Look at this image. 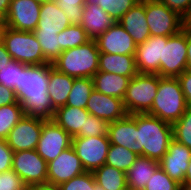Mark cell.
Listing matches in <instances>:
<instances>
[{
  "label": "cell",
  "mask_w": 191,
  "mask_h": 190,
  "mask_svg": "<svg viewBox=\"0 0 191 190\" xmlns=\"http://www.w3.org/2000/svg\"><path fill=\"white\" fill-rule=\"evenodd\" d=\"M35 1H38L40 3H44V2L49 1V0H35Z\"/></svg>",
  "instance_id": "55"
},
{
  "label": "cell",
  "mask_w": 191,
  "mask_h": 190,
  "mask_svg": "<svg viewBox=\"0 0 191 190\" xmlns=\"http://www.w3.org/2000/svg\"><path fill=\"white\" fill-rule=\"evenodd\" d=\"M107 136L110 144L127 148L139 156V132L135 120L129 114L109 123Z\"/></svg>",
  "instance_id": "19"
},
{
  "label": "cell",
  "mask_w": 191,
  "mask_h": 190,
  "mask_svg": "<svg viewBox=\"0 0 191 190\" xmlns=\"http://www.w3.org/2000/svg\"><path fill=\"white\" fill-rule=\"evenodd\" d=\"M132 77L98 71L93 77L94 89L102 94L124 98Z\"/></svg>",
  "instance_id": "25"
},
{
  "label": "cell",
  "mask_w": 191,
  "mask_h": 190,
  "mask_svg": "<svg viewBox=\"0 0 191 190\" xmlns=\"http://www.w3.org/2000/svg\"><path fill=\"white\" fill-rule=\"evenodd\" d=\"M158 167L159 161L145 156H138L126 172L127 187L144 189Z\"/></svg>",
  "instance_id": "26"
},
{
  "label": "cell",
  "mask_w": 191,
  "mask_h": 190,
  "mask_svg": "<svg viewBox=\"0 0 191 190\" xmlns=\"http://www.w3.org/2000/svg\"><path fill=\"white\" fill-rule=\"evenodd\" d=\"M182 190H191V185L182 186Z\"/></svg>",
  "instance_id": "54"
},
{
  "label": "cell",
  "mask_w": 191,
  "mask_h": 190,
  "mask_svg": "<svg viewBox=\"0 0 191 190\" xmlns=\"http://www.w3.org/2000/svg\"><path fill=\"white\" fill-rule=\"evenodd\" d=\"M109 123L89 114L84 124V132L79 137L107 136Z\"/></svg>",
  "instance_id": "40"
},
{
  "label": "cell",
  "mask_w": 191,
  "mask_h": 190,
  "mask_svg": "<svg viewBox=\"0 0 191 190\" xmlns=\"http://www.w3.org/2000/svg\"><path fill=\"white\" fill-rule=\"evenodd\" d=\"M99 54L96 41L90 40L84 45L62 51L52 66L74 78H92L98 72Z\"/></svg>",
  "instance_id": "3"
},
{
  "label": "cell",
  "mask_w": 191,
  "mask_h": 190,
  "mask_svg": "<svg viewBox=\"0 0 191 190\" xmlns=\"http://www.w3.org/2000/svg\"><path fill=\"white\" fill-rule=\"evenodd\" d=\"M71 23L55 0L41 3L40 19L35 30H64Z\"/></svg>",
  "instance_id": "27"
},
{
  "label": "cell",
  "mask_w": 191,
  "mask_h": 190,
  "mask_svg": "<svg viewBox=\"0 0 191 190\" xmlns=\"http://www.w3.org/2000/svg\"><path fill=\"white\" fill-rule=\"evenodd\" d=\"M71 24H80L87 0H55Z\"/></svg>",
  "instance_id": "39"
},
{
  "label": "cell",
  "mask_w": 191,
  "mask_h": 190,
  "mask_svg": "<svg viewBox=\"0 0 191 190\" xmlns=\"http://www.w3.org/2000/svg\"><path fill=\"white\" fill-rule=\"evenodd\" d=\"M60 30H34L33 33L38 40L44 58L49 62L52 63L55 61L60 54L62 53L61 49V40L58 34Z\"/></svg>",
  "instance_id": "29"
},
{
  "label": "cell",
  "mask_w": 191,
  "mask_h": 190,
  "mask_svg": "<svg viewBox=\"0 0 191 190\" xmlns=\"http://www.w3.org/2000/svg\"><path fill=\"white\" fill-rule=\"evenodd\" d=\"M74 79L57 71L52 64L49 66L48 94L55 110L66 105Z\"/></svg>",
  "instance_id": "24"
},
{
  "label": "cell",
  "mask_w": 191,
  "mask_h": 190,
  "mask_svg": "<svg viewBox=\"0 0 191 190\" xmlns=\"http://www.w3.org/2000/svg\"><path fill=\"white\" fill-rule=\"evenodd\" d=\"M32 190H60L58 186H52V185H37L32 186Z\"/></svg>",
  "instance_id": "51"
},
{
  "label": "cell",
  "mask_w": 191,
  "mask_h": 190,
  "mask_svg": "<svg viewBox=\"0 0 191 190\" xmlns=\"http://www.w3.org/2000/svg\"><path fill=\"white\" fill-rule=\"evenodd\" d=\"M85 109L93 116L108 123L115 122L127 115L122 99L102 94L95 89L90 94Z\"/></svg>",
  "instance_id": "18"
},
{
  "label": "cell",
  "mask_w": 191,
  "mask_h": 190,
  "mask_svg": "<svg viewBox=\"0 0 191 190\" xmlns=\"http://www.w3.org/2000/svg\"><path fill=\"white\" fill-rule=\"evenodd\" d=\"M169 9L184 17L191 8V0H159Z\"/></svg>",
  "instance_id": "43"
},
{
  "label": "cell",
  "mask_w": 191,
  "mask_h": 190,
  "mask_svg": "<svg viewBox=\"0 0 191 190\" xmlns=\"http://www.w3.org/2000/svg\"><path fill=\"white\" fill-rule=\"evenodd\" d=\"M187 70H191V30L186 29Z\"/></svg>",
  "instance_id": "48"
},
{
  "label": "cell",
  "mask_w": 191,
  "mask_h": 190,
  "mask_svg": "<svg viewBox=\"0 0 191 190\" xmlns=\"http://www.w3.org/2000/svg\"><path fill=\"white\" fill-rule=\"evenodd\" d=\"M109 146L108 136L72 138V147L86 172H93L106 163Z\"/></svg>",
  "instance_id": "10"
},
{
  "label": "cell",
  "mask_w": 191,
  "mask_h": 190,
  "mask_svg": "<svg viewBox=\"0 0 191 190\" xmlns=\"http://www.w3.org/2000/svg\"><path fill=\"white\" fill-rule=\"evenodd\" d=\"M11 61V55L7 52L5 45L0 40V71L4 67H7Z\"/></svg>",
  "instance_id": "46"
},
{
  "label": "cell",
  "mask_w": 191,
  "mask_h": 190,
  "mask_svg": "<svg viewBox=\"0 0 191 190\" xmlns=\"http://www.w3.org/2000/svg\"><path fill=\"white\" fill-rule=\"evenodd\" d=\"M163 36H150L137 45L135 61L138 73L158 74L162 65Z\"/></svg>",
  "instance_id": "17"
},
{
  "label": "cell",
  "mask_w": 191,
  "mask_h": 190,
  "mask_svg": "<svg viewBox=\"0 0 191 190\" xmlns=\"http://www.w3.org/2000/svg\"><path fill=\"white\" fill-rule=\"evenodd\" d=\"M11 1L12 0H0V26L3 25Z\"/></svg>",
  "instance_id": "47"
},
{
  "label": "cell",
  "mask_w": 191,
  "mask_h": 190,
  "mask_svg": "<svg viewBox=\"0 0 191 190\" xmlns=\"http://www.w3.org/2000/svg\"><path fill=\"white\" fill-rule=\"evenodd\" d=\"M117 22L140 0H91Z\"/></svg>",
  "instance_id": "34"
},
{
  "label": "cell",
  "mask_w": 191,
  "mask_h": 190,
  "mask_svg": "<svg viewBox=\"0 0 191 190\" xmlns=\"http://www.w3.org/2000/svg\"><path fill=\"white\" fill-rule=\"evenodd\" d=\"M183 28L191 30V8L188 13L183 17Z\"/></svg>",
  "instance_id": "49"
},
{
  "label": "cell",
  "mask_w": 191,
  "mask_h": 190,
  "mask_svg": "<svg viewBox=\"0 0 191 190\" xmlns=\"http://www.w3.org/2000/svg\"><path fill=\"white\" fill-rule=\"evenodd\" d=\"M0 40L5 45L12 60L30 66L49 63L44 58L41 46L31 31H18L2 25L0 27Z\"/></svg>",
  "instance_id": "5"
},
{
  "label": "cell",
  "mask_w": 191,
  "mask_h": 190,
  "mask_svg": "<svg viewBox=\"0 0 191 190\" xmlns=\"http://www.w3.org/2000/svg\"><path fill=\"white\" fill-rule=\"evenodd\" d=\"M89 114L86 109L65 105L55 110L53 121L72 138L79 137Z\"/></svg>",
  "instance_id": "22"
},
{
  "label": "cell",
  "mask_w": 191,
  "mask_h": 190,
  "mask_svg": "<svg viewBox=\"0 0 191 190\" xmlns=\"http://www.w3.org/2000/svg\"><path fill=\"white\" fill-rule=\"evenodd\" d=\"M25 186L23 180L12 169L0 173V190H20Z\"/></svg>",
  "instance_id": "41"
},
{
  "label": "cell",
  "mask_w": 191,
  "mask_h": 190,
  "mask_svg": "<svg viewBox=\"0 0 191 190\" xmlns=\"http://www.w3.org/2000/svg\"><path fill=\"white\" fill-rule=\"evenodd\" d=\"M72 146V137L53 120L43 122L36 148L37 153L47 163L57 158L64 150Z\"/></svg>",
  "instance_id": "11"
},
{
  "label": "cell",
  "mask_w": 191,
  "mask_h": 190,
  "mask_svg": "<svg viewBox=\"0 0 191 190\" xmlns=\"http://www.w3.org/2000/svg\"><path fill=\"white\" fill-rule=\"evenodd\" d=\"M159 86L158 74L138 73L131 78L123 106L127 114H146L151 110Z\"/></svg>",
  "instance_id": "6"
},
{
  "label": "cell",
  "mask_w": 191,
  "mask_h": 190,
  "mask_svg": "<svg viewBox=\"0 0 191 190\" xmlns=\"http://www.w3.org/2000/svg\"><path fill=\"white\" fill-rule=\"evenodd\" d=\"M118 22L133 38L136 45L144 43L151 36L145 15V0H140Z\"/></svg>",
  "instance_id": "21"
},
{
  "label": "cell",
  "mask_w": 191,
  "mask_h": 190,
  "mask_svg": "<svg viewBox=\"0 0 191 190\" xmlns=\"http://www.w3.org/2000/svg\"><path fill=\"white\" fill-rule=\"evenodd\" d=\"M20 190H32V186L26 185L24 188Z\"/></svg>",
  "instance_id": "52"
},
{
  "label": "cell",
  "mask_w": 191,
  "mask_h": 190,
  "mask_svg": "<svg viewBox=\"0 0 191 190\" xmlns=\"http://www.w3.org/2000/svg\"><path fill=\"white\" fill-rule=\"evenodd\" d=\"M12 170L19 175L26 185L48 184V164L39 156L36 149L14 152Z\"/></svg>",
  "instance_id": "9"
},
{
  "label": "cell",
  "mask_w": 191,
  "mask_h": 190,
  "mask_svg": "<svg viewBox=\"0 0 191 190\" xmlns=\"http://www.w3.org/2000/svg\"><path fill=\"white\" fill-rule=\"evenodd\" d=\"M127 190H145V189H142V188L127 187Z\"/></svg>",
  "instance_id": "53"
},
{
  "label": "cell",
  "mask_w": 191,
  "mask_h": 190,
  "mask_svg": "<svg viewBox=\"0 0 191 190\" xmlns=\"http://www.w3.org/2000/svg\"><path fill=\"white\" fill-rule=\"evenodd\" d=\"M145 15L151 36H172L183 29V17L159 0H145Z\"/></svg>",
  "instance_id": "8"
},
{
  "label": "cell",
  "mask_w": 191,
  "mask_h": 190,
  "mask_svg": "<svg viewBox=\"0 0 191 190\" xmlns=\"http://www.w3.org/2000/svg\"><path fill=\"white\" fill-rule=\"evenodd\" d=\"M41 3L35 0H12L3 25L18 31L33 32L40 19Z\"/></svg>",
  "instance_id": "12"
},
{
  "label": "cell",
  "mask_w": 191,
  "mask_h": 190,
  "mask_svg": "<svg viewBox=\"0 0 191 190\" xmlns=\"http://www.w3.org/2000/svg\"><path fill=\"white\" fill-rule=\"evenodd\" d=\"M48 185L59 186L73 177L85 172L80 158L71 146L64 150L57 158L47 163Z\"/></svg>",
  "instance_id": "14"
},
{
  "label": "cell",
  "mask_w": 191,
  "mask_h": 190,
  "mask_svg": "<svg viewBox=\"0 0 191 190\" xmlns=\"http://www.w3.org/2000/svg\"><path fill=\"white\" fill-rule=\"evenodd\" d=\"M185 70H187V44L186 29L183 28L175 35L163 36L162 65L158 75L178 78Z\"/></svg>",
  "instance_id": "7"
},
{
  "label": "cell",
  "mask_w": 191,
  "mask_h": 190,
  "mask_svg": "<svg viewBox=\"0 0 191 190\" xmlns=\"http://www.w3.org/2000/svg\"><path fill=\"white\" fill-rule=\"evenodd\" d=\"M188 185H191V158L189 160V166L185 173L184 183L182 186H188Z\"/></svg>",
  "instance_id": "50"
},
{
  "label": "cell",
  "mask_w": 191,
  "mask_h": 190,
  "mask_svg": "<svg viewBox=\"0 0 191 190\" xmlns=\"http://www.w3.org/2000/svg\"><path fill=\"white\" fill-rule=\"evenodd\" d=\"M13 151L8 146L7 141L0 139V173L12 169Z\"/></svg>",
  "instance_id": "42"
},
{
  "label": "cell",
  "mask_w": 191,
  "mask_h": 190,
  "mask_svg": "<svg viewBox=\"0 0 191 190\" xmlns=\"http://www.w3.org/2000/svg\"><path fill=\"white\" fill-rule=\"evenodd\" d=\"M44 121L25 115L9 132L6 139L12 151L36 149Z\"/></svg>",
  "instance_id": "13"
},
{
  "label": "cell",
  "mask_w": 191,
  "mask_h": 190,
  "mask_svg": "<svg viewBox=\"0 0 191 190\" xmlns=\"http://www.w3.org/2000/svg\"><path fill=\"white\" fill-rule=\"evenodd\" d=\"M178 80L181 84L183 94L185 96L188 106H191V70H185Z\"/></svg>",
  "instance_id": "44"
},
{
  "label": "cell",
  "mask_w": 191,
  "mask_h": 190,
  "mask_svg": "<svg viewBox=\"0 0 191 190\" xmlns=\"http://www.w3.org/2000/svg\"><path fill=\"white\" fill-rule=\"evenodd\" d=\"M26 66V64L12 60L7 67L0 71V84L13 89L17 93L19 91L20 73Z\"/></svg>",
  "instance_id": "36"
},
{
  "label": "cell",
  "mask_w": 191,
  "mask_h": 190,
  "mask_svg": "<svg viewBox=\"0 0 191 190\" xmlns=\"http://www.w3.org/2000/svg\"><path fill=\"white\" fill-rule=\"evenodd\" d=\"M58 36L61 40V49L68 50L86 44L90 39L80 24H71L62 30Z\"/></svg>",
  "instance_id": "33"
},
{
  "label": "cell",
  "mask_w": 191,
  "mask_h": 190,
  "mask_svg": "<svg viewBox=\"0 0 191 190\" xmlns=\"http://www.w3.org/2000/svg\"><path fill=\"white\" fill-rule=\"evenodd\" d=\"M138 155L119 145L110 144L106 163L123 172H127L133 165Z\"/></svg>",
  "instance_id": "32"
},
{
  "label": "cell",
  "mask_w": 191,
  "mask_h": 190,
  "mask_svg": "<svg viewBox=\"0 0 191 190\" xmlns=\"http://www.w3.org/2000/svg\"><path fill=\"white\" fill-rule=\"evenodd\" d=\"M139 132V156L160 161L173 139L172 124L149 114H131Z\"/></svg>",
  "instance_id": "2"
},
{
  "label": "cell",
  "mask_w": 191,
  "mask_h": 190,
  "mask_svg": "<svg viewBox=\"0 0 191 190\" xmlns=\"http://www.w3.org/2000/svg\"><path fill=\"white\" fill-rule=\"evenodd\" d=\"M93 90L92 78H75L66 105L85 109Z\"/></svg>",
  "instance_id": "30"
},
{
  "label": "cell",
  "mask_w": 191,
  "mask_h": 190,
  "mask_svg": "<svg viewBox=\"0 0 191 190\" xmlns=\"http://www.w3.org/2000/svg\"><path fill=\"white\" fill-rule=\"evenodd\" d=\"M116 22L117 21L98 6L97 3L87 0L83 8V17L80 25L90 40H96Z\"/></svg>",
  "instance_id": "20"
},
{
  "label": "cell",
  "mask_w": 191,
  "mask_h": 190,
  "mask_svg": "<svg viewBox=\"0 0 191 190\" xmlns=\"http://www.w3.org/2000/svg\"><path fill=\"white\" fill-rule=\"evenodd\" d=\"M27 65L20 73L19 91L16 93L25 115L42 120H53L55 109L48 94L49 66Z\"/></svg>",
  "instance_id": "1"
},
{
  "label": "cell",
  "mask_w": 191,
  "mask_h": 190,
  "mask_svg": "<svg viewBox=\"0 0 191 190\" xmlns=\"http://www.w3.org/2000/svg\"><path fill=\"white\" fill-rule=\"evenodd\" d=\"M190 158L191 149L173 138L170 141L167 153L159 161V167L182 186Z\"/></svg>",
  "instance_id": "15"
},
{
  "label": "cell",
  "mask_w": 191,
  "mask_h": 190,
  "mask_svg": "<svg viewBox=\"0 0 191 190\" xmlns=\"http://www.w3.org/2000/svg\"><path fill=\"white\" fill-rule=\"evenodd\" d=\"M187 107L188 104L178 78L159 76L157 94L147 114L174 124L184 114Z\"/></svg>",
  "instance_id": "4"
},
{
  "label": "cell",
  "mask_w": 191,
  "mask_h": 190,
  "mask_svg": "<svg viewBox=\"0 0 191 190\" xmlns=\"http://www.w3.org/2000/svg\"><path fill=\"white\" fill-rule=\"evenodd\" d=\"M58 187L60 190H104L96 184L93 173L86 171L69 181L61 183Z\"/></svg>",
  "instance_id": "37"
},
{
  "label": "cell",
  "mask_w": 191,
  "mask_h": 190,
  "mask_svg": "<svg viewBox=\"0 0 191 190\" xmlns=\"http://www.w3.org/2000/svg\"><path fill=\"white\" fill-rule=\"evenodd\" d=\"M145 190H182V186L176 180L171 179L161 167L152 174Z\"/></svg>",
  "instance_id": "38"
},
{
  "label": "cell",
  "mask_w": 191,
  "mask_h": 190,
  "mask_svg": "<svg viewBox=\"0 0 191 190\" xmlns=\"http://www.w3.org/2000/svg\"><path fill=\"white\" fill-rule=\"evenodd\" d=\"M18 102L16 93L13 89L0 84V106Z\"/></svg>",
  "instance_id": "45"
},
{
  "label": "cell",
  "mask_w": 191,
  "mask_h": 190,
  "mask_svg": "<svg viewBox=\"0 0 191 190\" xmlns=\"http://www.w3.org/2000/svg\"><path fill=\"white\" fill-rule=\"evenodd\" d=\"M173 138L191 149V106H188L178 121L172 124Z\"/></svg>",
  "instance_id": "35"
},
{
  "label": "cell",
  "mask_w": 191,
  "mask_h": 190,
  "mask_svg": "<svg viewBox=\"0 0 191 190\" xmlns=\"http://www.w3.org/2000/svg\"><path fill=\"white\" fill-rule=\"evenodd\" d=\"M96 184L104 190H127L126 173L104 164L93 172Z\"/></svg>",
  "instance_id": "28"
},
{
  "label": "cell",
  "mask_w": 191,
  "mask_h": 190,
  "mask_svg": "<svg viewBox=\"0 0 191 190\" xmlns=\"http://www.w3.org/2000/svg\"><path fill=\"white\" fill-rule=\"evenodd\" d=\"M98 50L109 54H135L137 45L123 26L116 22L96 40Z\"/></svg>",
  "instance_id": "16"
},
{
  "label": "cell",
  "mask_w": 191,
  "mask_h": 190,
  "mask_svg": "<svg viewBox=\"0 0 191 190\" xmlns=\"http://www.w3.org/2000/svg\"><path fill=\"white\" fill-rule=\"evenodd\" d=\"M98 71L134 77L138 74L135 54H109L100 52Z\"/></svg>",
  "instance_id": "23"
},
{
  "label": "cell",
  "mask_w": 191,
  "mask_h": 190,
  "mask_svg": "<svg viewBox=\"0 0 191 190\" xmlns=\"http://www.w3.org/2000/svg\"><path fill=\"white\" fill-rule=\"evenodd\" d=\"M24 116L19 102L0 106V139L6 140L9 132Z\"/></svg>",
  "instance_id": "31"
}]
</instances>
